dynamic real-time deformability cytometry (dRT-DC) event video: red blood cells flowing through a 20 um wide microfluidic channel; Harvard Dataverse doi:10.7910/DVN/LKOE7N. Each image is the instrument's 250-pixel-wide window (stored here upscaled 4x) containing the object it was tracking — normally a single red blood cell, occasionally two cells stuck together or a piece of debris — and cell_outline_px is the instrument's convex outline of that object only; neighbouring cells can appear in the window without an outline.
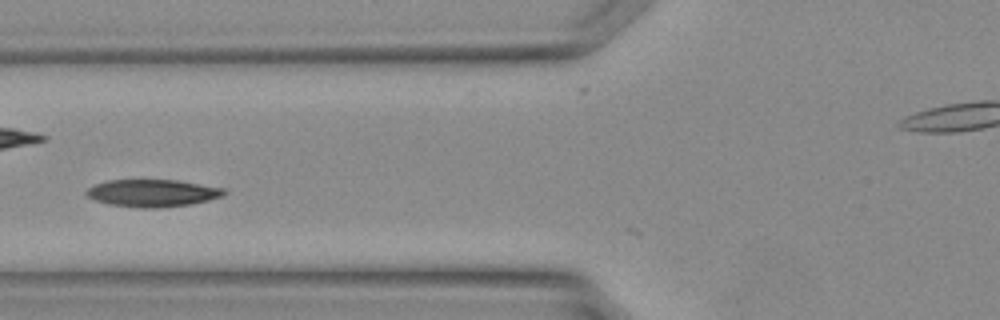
{"species": "Egyptian fruit bat (a non-hibernating species)", "species_latin": "Rousettus aegyptiacus", "temperature_condition": "warm", "stored_images_in_passage": 12, "camera_frame_rate_fps": 3000, "um_per_image_px": 0.085, "animal": {"sex": "female"}, "frame": {"image": 1, "passage_image": 8, "time_ms": 2.333, "image_size_px": [1000, 320], "cell_outline_px": [[228, 192], [224, 196], [192, 204], [156, 208], [140, 208], [108, 204], [96, 200], [88, 196], [84, 192], [88, 188], [96, 184], [108, 180], [176, 180], [224, 188]], "centroid_in_image_um": [12.99, 16.41], "position_along_channel_um": 112.8, "area_um2": 21.91}}
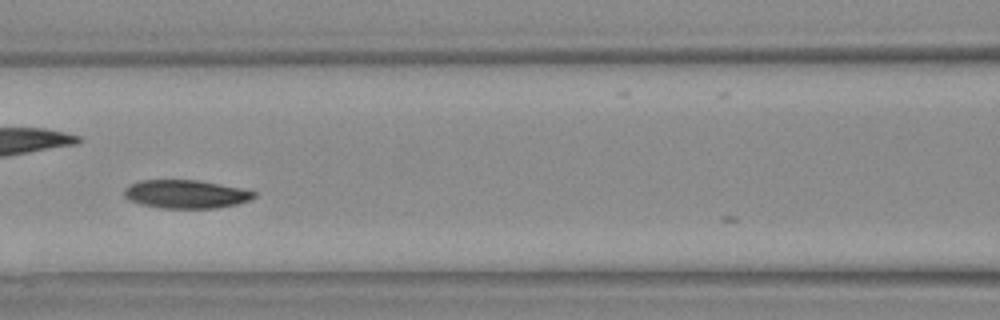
{"frame": {"image": 2, "passage_image": 10, "time_ms": 3.0, "image_size_px": [1000, 320], "cell_outline_px": [[256, 196], [248, 200], [236, 204], [216, 208], [160, 208], [140, 204], [128, 200], [124, 196], [124, 188], [140, 180], [196, 180], [240, 188], [256, 192]], "centroid_in_image_um": [15.76, 16.5], "position_along_channel_um": 150.8, "area_um2": 21.33}}